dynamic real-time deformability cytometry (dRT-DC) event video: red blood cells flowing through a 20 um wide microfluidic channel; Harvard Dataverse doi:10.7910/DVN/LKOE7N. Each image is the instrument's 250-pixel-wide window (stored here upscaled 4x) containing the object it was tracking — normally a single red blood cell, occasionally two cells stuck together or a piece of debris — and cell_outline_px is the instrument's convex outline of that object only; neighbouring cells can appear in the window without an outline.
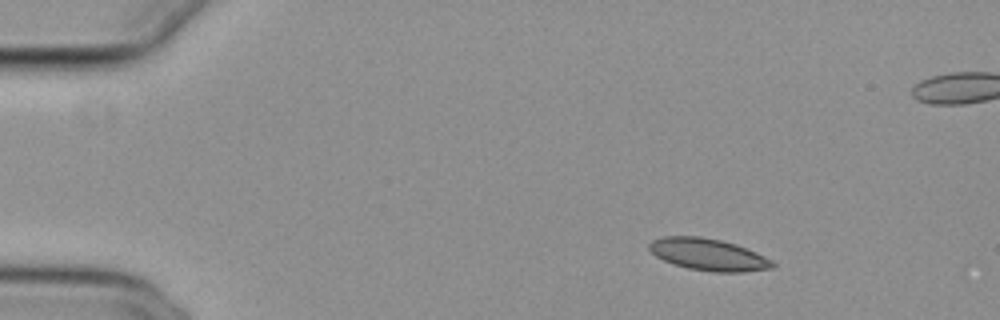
{"species": "common noctule bat (a hibernating species)", "species_latin": "Nyctalus noctula", "temperature_condition": "cold", "stored_images_in_passage": 46, "camera_frame_rate_fps": 3000, "um_per_image_px": 0.085, "animal": {"sex": "female", "body_mass_g": 29.2, "forearm_length_mm": 56.3}, "frame": {"image": 1, "passage_image": 1, "time_ms": 0.0, "image_size_px": [1000, 320], "cell_outline_px": [[776, 268], [744, 272], [712, 272], [688, 268], [664, 260], [656, 256], [648, 248], [648, 244], [652, 240], [664, 236], [700, 236], [720, 240], [736, 244], [756, 252], [772, 260], [776, 264]], "centroid_in_image_um": [60.24, 21.64], "position_along_channel_um": 24.8, "area_um2": 23.0}}
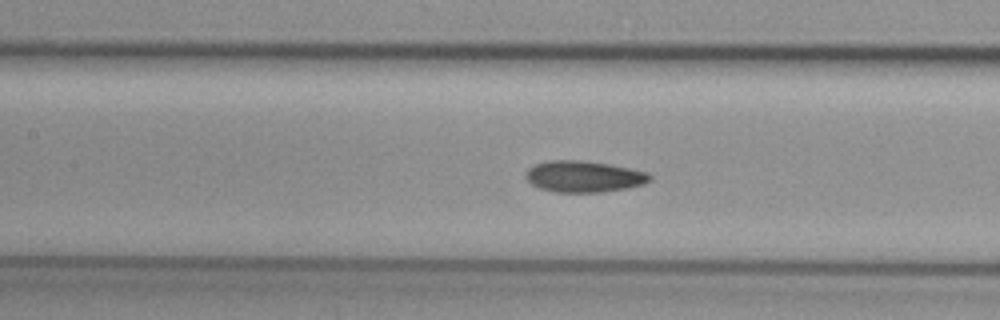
{"frame": {"image": 2, "passage_image": 18, "time_ms": 5.667, "image_size_px": [1000, 320], "cell_outline_px": [[652, 180], [644, 184], [628, 188], [604, 192], [552, 192], [540, 188], [532, 184], [524, 176], [524, 172], [528, 168], [536, 164], [548, 160], [584, 160], [612, 164], [648, 172], [652, 176]], "centroid_in_image_um": [49.64, 15.0], "position_along_channel_um": 157.8, "area_um2": 23.06}}
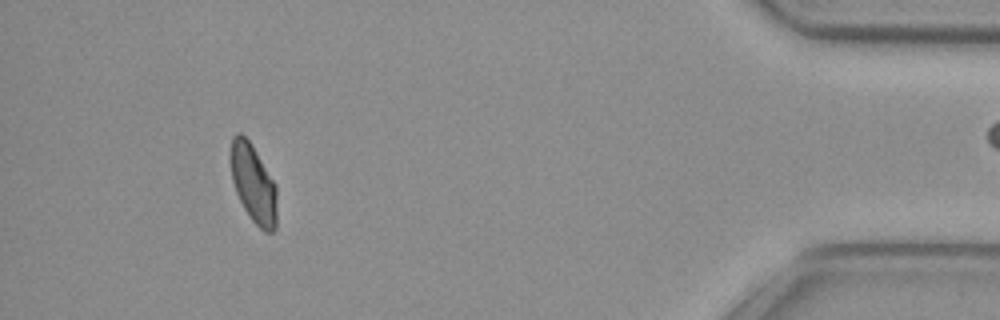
{"frame": {"image": 3, "passage_image": 43, "time_ms": 14.0, "image_size_px": [1000, 320], "cell_outline_px": [[276, 228], [272, 232], [264, 232], [252, 220], [244, 208], [236, 192], [232, 180], [228, 156], [232, 136], [236, 132], [240, 132], [252, 144], [276, 184]], "centroid_in_image_um": [21.5, 15.55], "position_along_channel_um": 413.7, "area_um2": 21.5}}